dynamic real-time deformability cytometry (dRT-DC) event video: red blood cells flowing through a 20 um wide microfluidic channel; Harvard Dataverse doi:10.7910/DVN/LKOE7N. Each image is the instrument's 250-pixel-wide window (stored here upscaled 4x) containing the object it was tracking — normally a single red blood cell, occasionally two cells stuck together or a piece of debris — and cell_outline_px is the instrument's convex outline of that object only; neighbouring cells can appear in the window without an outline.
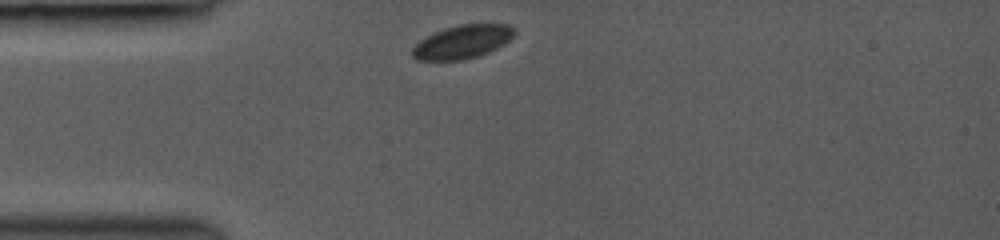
{"species": "common noctule bat (a hibernating species)", "species_latin": "Nyctalus noctula", "temperature_condition": "room temperature", "stored_images_in_passage": 11, "camera_frame_rate_fps": 3000, "um_per_image_px": 0.085, "animal": {"sex": "female", "body_mass_g": 19.0, "forearm_length_mm": 53.3}, "frame": {"image": 1, "passage_image": 1, "time_ms": 0.0, "image_size_px": [1000, 240], "cell_outline_px": [[516, 32], [504, 44], [480, 56], [464, 60], [416, 60], [412, 56], [412, 48], [420, 40], [444, 28], [460, 24], [508, 24]], "centroid_in_image_um": [39.3, 3.57], "position_along_channel_um": 45.7, "area_um2": 19.77}}
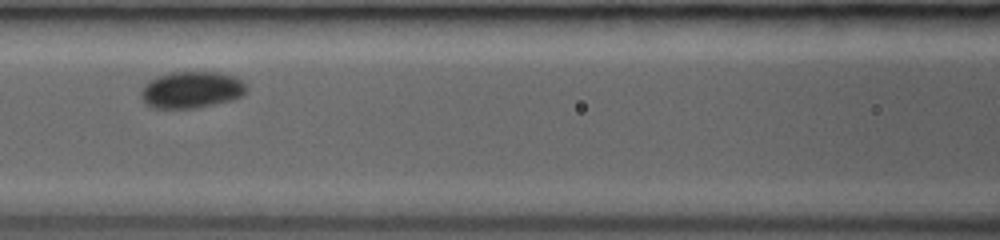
{"frame": {"image": 2, "passage_image": 7, "time_ms": 3.0, "image_size_px": [1000, 240], "cell_outline_px": [[248, 88], [244, 96], [232, 100], [196, 108], [148, 108], [144, 104], [140, 96], [140, 92], [144, 84], [148, 80], [156, 76], [172, 72], [220, 72], [236, 76], [248, 84]], "centroid_in_image_um": [16.28, 7.63], "position_along_channel_um": 150.3, "area_um2": 23.18}}
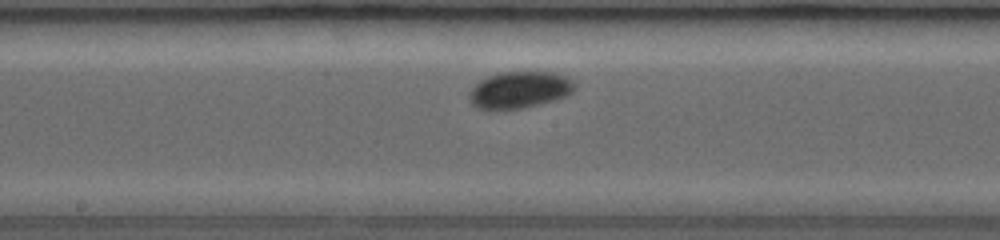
{"frame": {"image": 3, "passage_image": 10, "time_ms": 4.333, "image_size_px": [1000, 240], "cell_outline_px": [[576, 88], [568, 96], [524, 108], [496, 112], [476, 108], [472, 104], [468, 96], [468, 92], [480, 80], [488, 76], [500, 72], [556, 72], [568, 76], [576, 84]], "centroid_in_image_um": [44.15, 7.66], "position_along_channel_um": 204.1, "area_um2": 23.29}}